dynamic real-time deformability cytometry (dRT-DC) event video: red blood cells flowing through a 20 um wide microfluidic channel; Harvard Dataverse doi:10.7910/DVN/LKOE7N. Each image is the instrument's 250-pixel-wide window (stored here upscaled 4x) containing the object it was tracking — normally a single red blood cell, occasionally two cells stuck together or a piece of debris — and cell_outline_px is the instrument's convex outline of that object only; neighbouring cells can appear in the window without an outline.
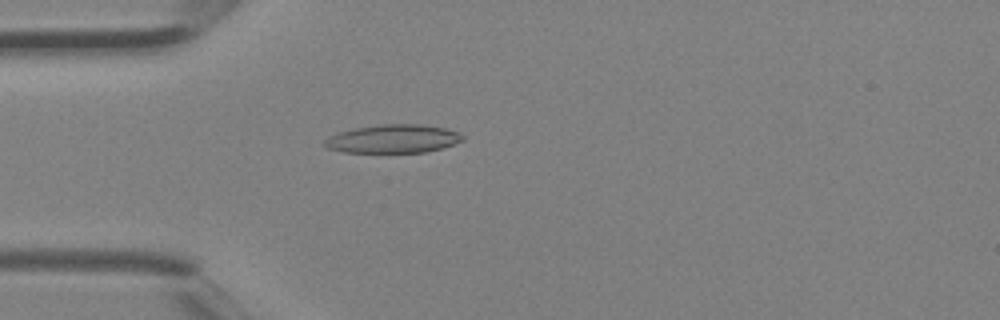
{"species": "Egyptian fruit bat (a non-hibernating species)", "species_latin": "Rousettus aegyptiacus", "temperature_condition": "room temperature", "stored_images_in_passage": 1, "camera_frame_rate_fps": 3000, "um_per_image_px": 0.085, "animal": {"sex": "female"}, "frame": {"image": 1, "passage_image": 1, "time_ms": 0.0, "image_size_px": [1000, 320], "cell_outline_px": [[464, 140], [444, 148], [424, 152], [344, 152], [328, 148], [324, 144], [324, 140], [328, 136], [340, 132], [356, 128], [376, 124], [420, 124], [444, 128], [460, 132], [464, 136]], "centroid_in_image_um": [33.45, 11.79], "position_along_channel_um": 51.6, "area_um2": 22.89}}